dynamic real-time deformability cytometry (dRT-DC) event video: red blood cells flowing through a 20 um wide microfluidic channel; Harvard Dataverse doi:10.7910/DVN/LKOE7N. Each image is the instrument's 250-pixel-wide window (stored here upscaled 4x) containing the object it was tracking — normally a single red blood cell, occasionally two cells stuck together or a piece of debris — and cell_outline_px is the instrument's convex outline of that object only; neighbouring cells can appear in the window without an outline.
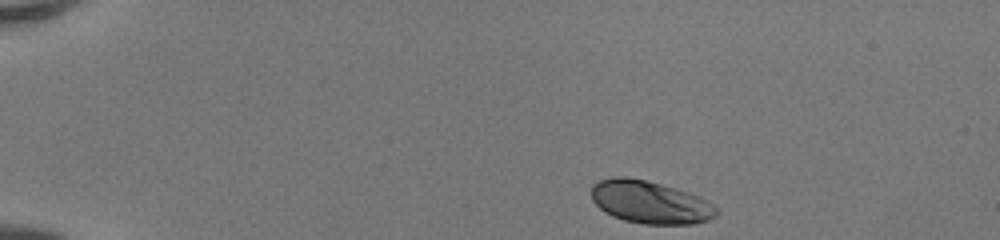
{"species": "human", "species_latin": "Homo sapiens", "temperature_condition": "room temperature", "stored_images_in_passage": 42, "camera_frame_rate_fps": 3000, "um_per_image_px": 0.085, "donor": {"sex": "female"}, "frame": {"image": 1, "passage_image": 1, "time_ms": 0.0, "image_size_px": [1000, 240], "cell_outline_px": [[716, 216], [708, 220], [692, 224], [644, 224], [624, 220], [612, 216], [604, 212], [592, 200], [592, 184], [596, 180], [612, 176], [624, 176], [644, 180], [676, 188], [700, 196], [712, 204], [716, 208]], "centroid_in_image_um": [55.22, 17.18], "position_along_channel_um": 29.8, "area_um2": 31.21}}
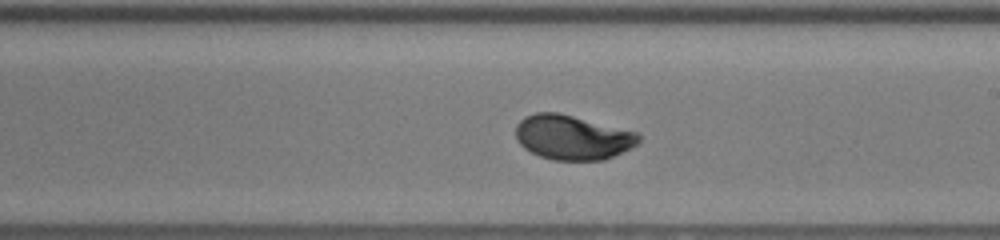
{"frame": {"image": 2, "passage_image": 23, "time_ms": 7.333, "image_size_px": [1000, 240], "cell_outline_px": [[640, 140], [636, 144], [604, 160], [552, 160], [540, 156], [524, 148], [516, 140], [516, 124], [524, 116], [536, 112], [556, 112], [636, 132], [640, 136]], "centroid_in_image_um": [48.59, 11.67], "position_along_channel_um": 240.4, "area_um2": 31.56}}
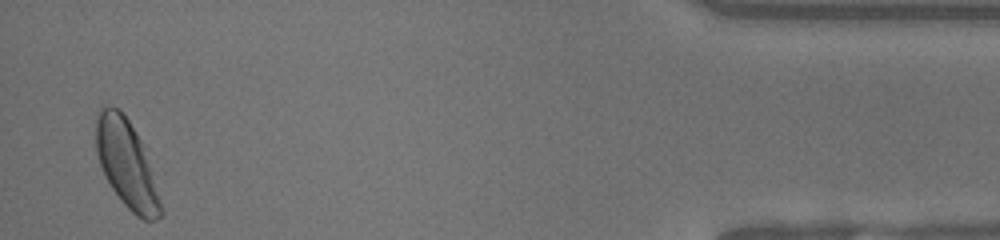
{"frame": {"image": 3, "passage_image": 41, "time_ms": 13.333, "image_size_px": [1000, 240], "cell_outline_px": [[164, 212], [156, 220], [144, 220], [136, 216], [120, 200], [104, 176], [96, 152], [96, 120], [100, 108], [104, 104], [120, 108], [128, 120], [140, 140]], "centroid_in_image_um": [10.72, 13.93], "position_along_channel_um": 424.5, "area_um2": 32.43}, "authors_computed_cell_mechanics": {"area_um2": 31.7322, "velocity_mm_per_s": 4.1584, "shape_relaxation_time_tau1_ms": 2.3426, "shape_relaxation_time_tau2_ms": null, "deformation_change_tau1": 0.1431, "deformation_change_tau2": null}}